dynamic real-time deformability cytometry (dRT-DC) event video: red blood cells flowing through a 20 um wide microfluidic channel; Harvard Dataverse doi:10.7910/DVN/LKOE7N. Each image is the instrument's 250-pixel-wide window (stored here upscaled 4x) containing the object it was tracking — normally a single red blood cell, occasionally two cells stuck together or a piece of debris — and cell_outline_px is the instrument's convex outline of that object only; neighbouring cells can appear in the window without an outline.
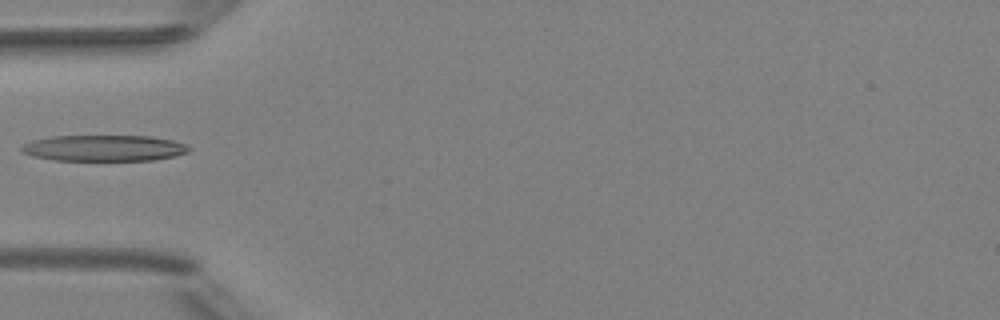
{"species": "Egyptian fruit bat (a non-hibernating species)", "species_latin": "Rousettus aegyptiacus", "temperature_condition": "room temperature", "stored_images_in_passage": 3, "camera_frame_rate_fps": 3000, "um_per_image_px": 0.085, "animal": {"sex": "female"}, "frame": {"image": 1, "passage_image": 3, "time_ms": 2.333, "image_size_px": [1000, 320], "cell_outline_px": [[192, 148], [188, 152], [176, 156], [152, 160], [52, 160], [32, 156], [24, 152], [20, 148], [24, 144], [32, 140], [52, 136], [152, 136], [172, 140], [188, 144]], "centroid_in_image_um": [8.89, 12.58], "position_along_channel_um": 76.1, "area_um2": 25.55}}